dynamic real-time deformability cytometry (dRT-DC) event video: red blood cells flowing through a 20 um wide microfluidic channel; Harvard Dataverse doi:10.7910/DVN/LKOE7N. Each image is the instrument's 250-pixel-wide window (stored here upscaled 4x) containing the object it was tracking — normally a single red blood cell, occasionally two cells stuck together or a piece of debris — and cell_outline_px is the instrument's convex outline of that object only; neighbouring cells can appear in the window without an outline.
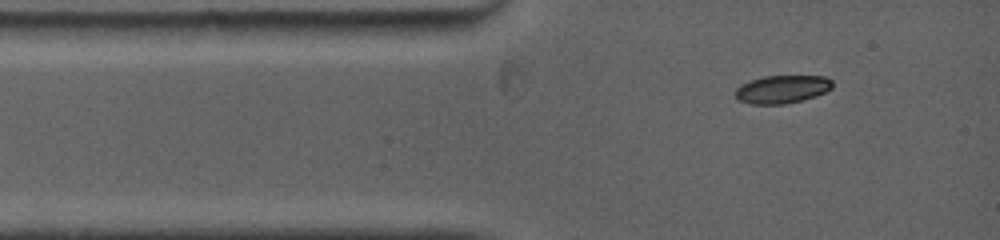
{"species": "common noctule bat (a hibernating species)", "species_latin": "Nyctalus noctula", "temperature_condition": "warm", "stored_images_in_passage": 5, "camera_frame_rate_fps": 5000, "um_per_image_px": 0.085, "animal": {"sex": "female", "body_mass_g": 19.0, "forearm_length_mm": 53.3}, "frame": {"image": 1, "passage_image": 1, "time_ms": 0.0, "image_size_px": [1000, 240], "cell_outline_px": [[832, 88], [816, 96], [784, 104], [752, 104], [740, 100], [736, 96], [736, 88], [740, 84], [764, 76], [824, 76], [832, 80]], "centroid_in_image_um": [66.49, 7.58], "position_along_channel_um": 18.5, "area_um2": 15.66}}
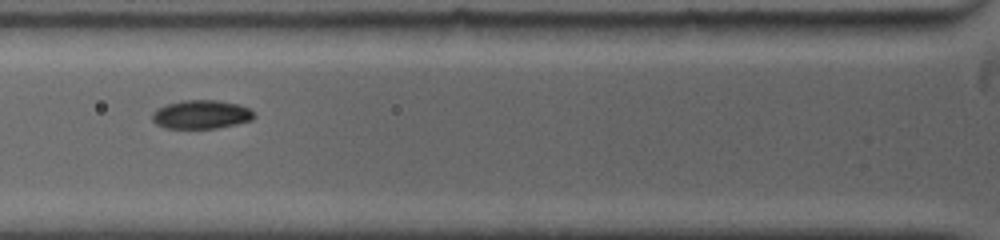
{"frame": {"image": 2, "passage_image": 4, "time_ms": 2.8, "image_size_px": [1000, 240], "cell_outline_px": [[256, 116], [252, 120], [236, 124], [216, 128], [164, 128], [156, 124], [152, 120], [152, 112], [156, 108], [168, 104], [184, 100], [216, 100], [236, 104], [248, 108]], "centroid_in_image_um": [17.07, 9.73], "position_along_channel_um": 108.7, "area_um2": 16.94}}
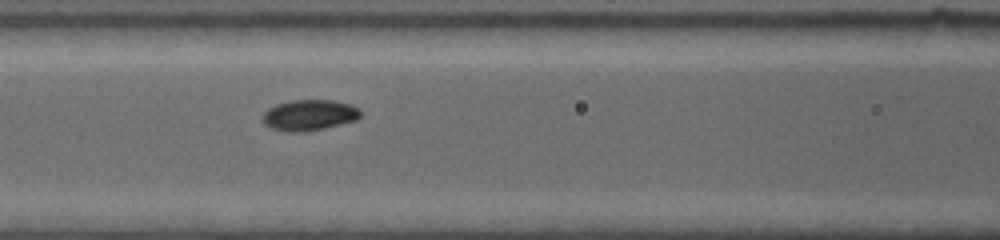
{"frame": {"image": 3, "passage_image": 5, "time_ms": 3.6, "image_size_px": [1000, 240], "cell_outline_px": [[360, 116], [356, 120], [324, 128], [304, 132], [284, 132], [272, 128], [264, 124], [260, 116], [268, 108], [276, 104], [292, 100], [332, 100], [352, 104], [360, 108]], "centroid_in_image_um": [26.26, 9.78], "position_along_channel_um": 140.3, "area_um2": 17.8}}